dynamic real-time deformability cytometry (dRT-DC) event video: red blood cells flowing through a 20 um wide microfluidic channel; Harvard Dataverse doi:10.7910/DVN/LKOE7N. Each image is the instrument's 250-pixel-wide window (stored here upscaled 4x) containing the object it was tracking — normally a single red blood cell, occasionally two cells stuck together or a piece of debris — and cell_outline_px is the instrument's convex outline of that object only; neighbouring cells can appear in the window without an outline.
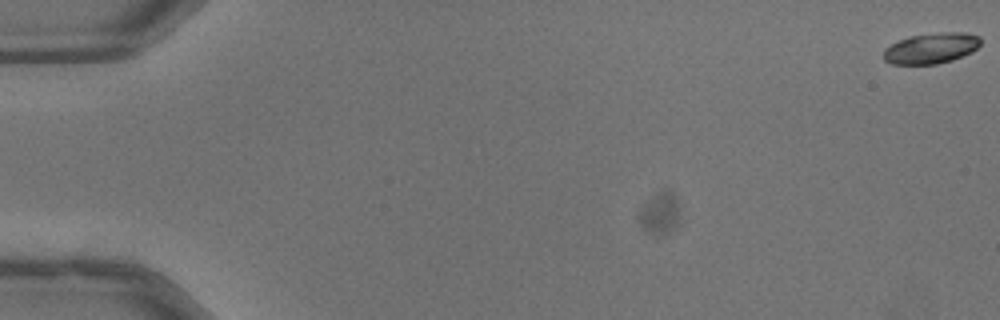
{"species": "common noctule bat (a hibernating species)", "species_latin": "Nyctalus noctula", "temperature_condition": "warm", "stored_images_in_passage": 16, "camera_frame_rate_fps": 3000, "um_per_image_px": 0.085, "animal": {"sex": "male", "body_mass_g": 13.3}, "frame": {"image": 1, "passage_image": 1, "time_ms": 0.0, "image_size_px": [1000, 320], "cell_outline_px": [[980, 44], [972, 52], [952, 60], [936, 64], [892, 64], [884, 60], [884, 48], [908, 36], [944, 32], [964, 32], [980, 36]], "centroid_in_image_um": [79.16, 4.1], "position_along_channel_um": 5.8, "area_um2": 17.28}}
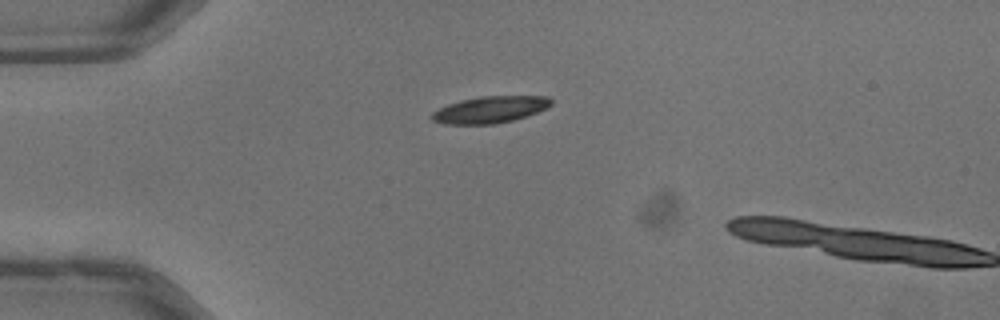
{"frame": {"image": 2, "passage_image": 15, "time_ms": 4.667, "image_size_px": [1000, 320], "cell_outline_px": [[552, 104], [536, 112], [512, 120], [492, 124], [444, 124], [432, 120], [432, 112], [448, 104], [460, 100], [480, 96], [548, 96], [552, 100]], "centroid_in_image_um": [41.63, 9.31], "position_along_channel_um": 43.4, "area_um2": 18.32}}